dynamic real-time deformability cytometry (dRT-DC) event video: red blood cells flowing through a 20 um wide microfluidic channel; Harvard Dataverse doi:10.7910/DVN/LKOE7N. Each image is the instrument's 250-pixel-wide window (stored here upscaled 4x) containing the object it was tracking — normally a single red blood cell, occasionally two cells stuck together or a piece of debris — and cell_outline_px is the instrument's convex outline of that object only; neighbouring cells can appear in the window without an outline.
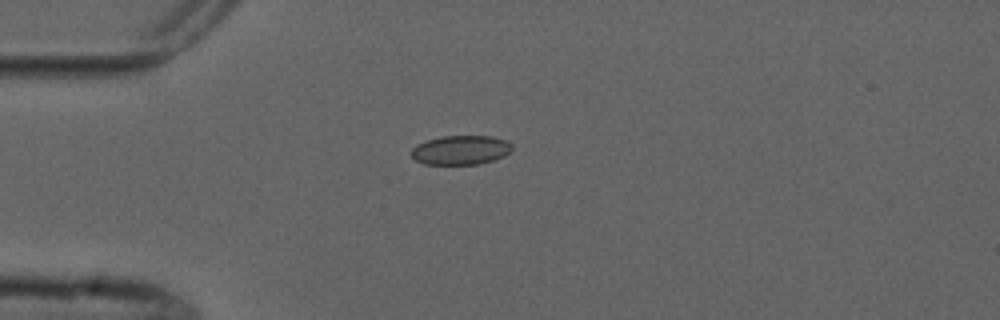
{"species": "common noctule bat (a hibernating species)", "species_latin": "Nyctalus noctula", "temperature_condition": "cold", "stored_images_in_passage": 6, "camera_frame_rate_fps": 3000, "um_per_image_px": 0.085, "animal": {"sex": "male", "forearm_length_mm": 52.5}, "frame": {"image": 1, "passage_image": 4, "time_ms": 4.333, "image_size_px": [1000, 320], "cell_outline_px": [[512, 148], [504, 156], [492, 160], [476, 164], [424, 164], [416, 160], [412, 156], [412, 148], [416, 144], [440, 136], [492, 136], [504, 140], [512, 144]], "centroid_in_image_um": [39.14, 12.75], "position_along_channel_um": 45.9, "area_um2": 16.99}}
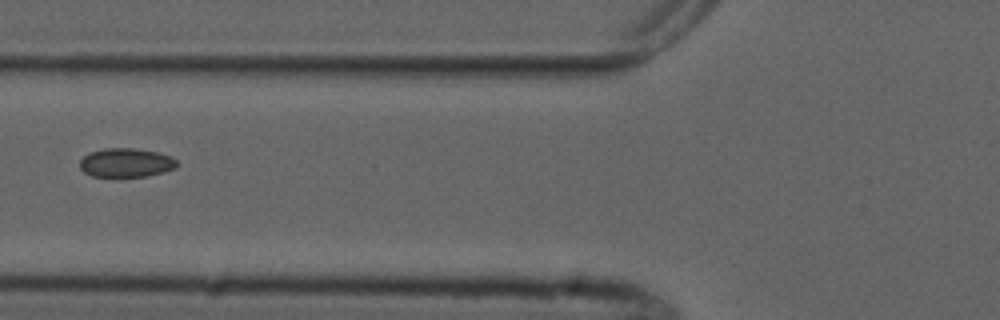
{"frame": {"image": 2, "passage_image": 6, "time_ms": 6.667, "image_size_px": [1000, 320], "cell_outline_px": [[176, 168], [164, 172], [148, 176], [92, 176], [84, 172], [80, 168], [80, 160], [84, 156], [92, 152], [104, 148], [132, 148], [156, 152], [172, 156], [176, 160]], "centroid_in_image_um": [10.73, 13.83], "position_along_channel_um": 115.1, "area_um2": 16.24}}